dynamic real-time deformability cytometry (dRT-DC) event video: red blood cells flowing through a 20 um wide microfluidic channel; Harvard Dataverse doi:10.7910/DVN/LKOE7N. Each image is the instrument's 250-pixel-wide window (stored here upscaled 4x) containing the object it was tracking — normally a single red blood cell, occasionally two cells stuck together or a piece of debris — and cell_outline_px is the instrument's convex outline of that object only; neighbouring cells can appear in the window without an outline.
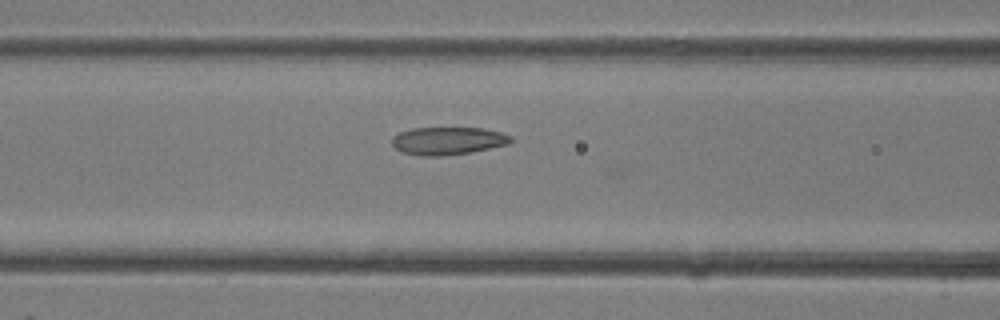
{"species": "common noctule bat (a hibernating species)", "species_latin": "Nyctalus noctula", "temperature_condition": "room temperature", "stored_images_in_passage": 28, "camera_frame_rate_fps": 3000, "um_per_image_px": 0.085, "animal": {"sex": "female"}, "frame": {"image": 1, "passage_image": 7, "time_ms": 2.0, "image_size_px": [1000, 320], "cell_outline_px": [[512, 140], [508, 144], [472, 152], [440, 156], [420, 156], [400, 152], [392, 144], [392, 136], [400, 132], [412, 128], [484, 128], [500, 132], [512, 136]], "centroid_in_image_um": [38.05, 11.97], "position_along_channel_um": 128.6, "area_um2": 19.31}}
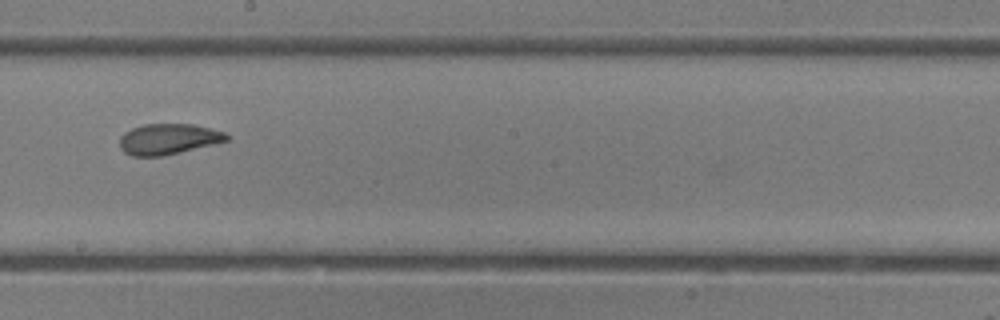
{"frame": {"image": 2, "passage_image": 13, "time_ms": 4.0, "image_size_px": [1000, 320], "cell_outline_px": [[228, 140], [164, 156], [132, 156], [124, 152], [120, 148], [120, 136], [124, 132], [132, 128], [144, 124], [192, 124], [224, 132], [228, 136]], "centroid_in_image_um": [14.25, 11.82], "position_along_channel_um": 233.9, "area_um2": 18.96}}
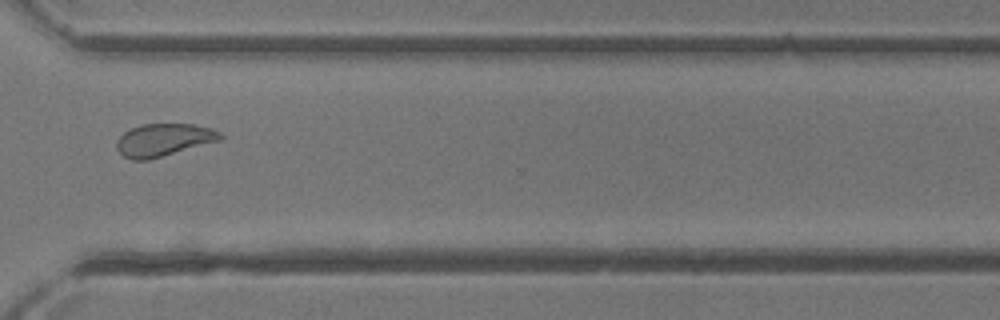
{"frame": {"image": 3, "passage_image": 20, "time_ms": 6.333, "image_size_px": [1000, 320], "cell_outline_px": [[224, 140], [148, 160], [132, 160], [124, 156], [116, 148], [116, 140], [124, 132], [132, 128], [144, 124], [192, 124], [212, 128], [220, 132], [224, 136]], "centroid_in_image_um": [13.96, 11.9], "position_along_channel_um": 356.6, "area_um2": 19.88}}